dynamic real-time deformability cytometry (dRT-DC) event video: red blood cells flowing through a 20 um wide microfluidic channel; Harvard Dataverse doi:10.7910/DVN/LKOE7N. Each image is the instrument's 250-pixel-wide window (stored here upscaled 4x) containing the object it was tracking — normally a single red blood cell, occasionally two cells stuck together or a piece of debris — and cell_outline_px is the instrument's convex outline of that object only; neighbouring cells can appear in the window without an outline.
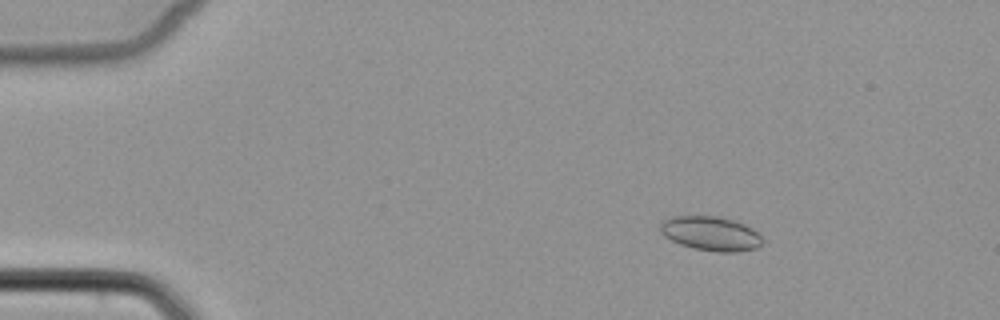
{"species": "common noctule bat (a hibernating species)", "species_latin": "Nyctalus noctula", "temperature_condition": "cold", "stored_images_in_passage": 5, "camera_frame_rate_fps": 3000, "um_per_image_px": 0.085, "animal": {"sex": "female", "body_mass_g": 22.7, "forearm_length_mm": 54.2}, "frame": {"image": 1, "passage_image": 3, "time_ms": 2.333, "image_size_px": [1000, 320], "cell_outline_px": [[764, 240], [756, 248], [736, 252], [716, 252], [692, 248], [680, 244], [664, 236], [660, 232], [660, 224], [664, 220], [672, 216], [720, 216], [744, 224], [752, 228]], "centroid_in_image_um": [60.4, 19.85], "position_along_channel_um": 24.6, "area_um2": 20.4}}